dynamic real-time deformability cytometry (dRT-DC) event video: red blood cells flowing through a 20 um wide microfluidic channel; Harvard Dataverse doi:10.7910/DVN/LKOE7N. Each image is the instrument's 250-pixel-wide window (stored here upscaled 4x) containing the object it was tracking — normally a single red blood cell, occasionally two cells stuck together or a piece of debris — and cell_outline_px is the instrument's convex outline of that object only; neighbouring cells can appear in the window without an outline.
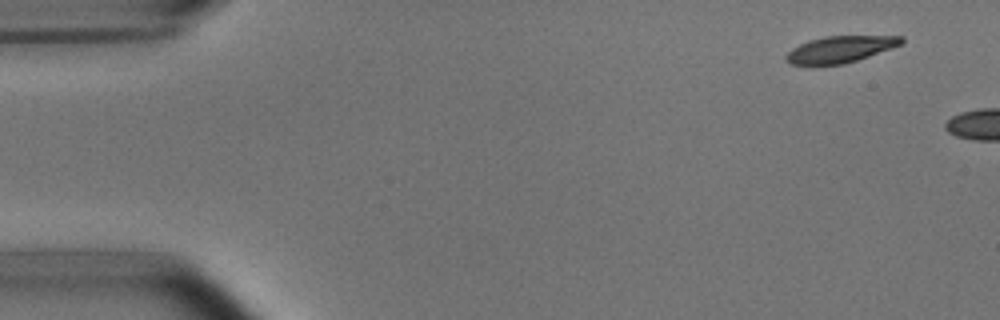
{"species": "common noctule bat (a hibernating species)", "species_latin": "Nyctalus noctula", "temperature_condition": "room temperature", "stored_images_in_passage": 2, "camera_frame_rate_fps": 3000, "um_per_image_px": 0.085, "animal": {"sex": "male", "body_mass_g": 15.6}, "frame": {"image": 1, "passage_image": 1, "time_ms": 0.0, "image_size_px": [1000, 320], "cell_outline_px": [[904, 40], [900, 44], [892, 48], [844, 64], [812, 68], [808, 68], [792, 64], [784, 60], [784, 56], [792, 48], [808, 40], [824, 36], [904, 36]], "centroid_in_image_um": [71.3, 4.24], "position_along_channel_um": 13.7, "area_um2": 18.44}}